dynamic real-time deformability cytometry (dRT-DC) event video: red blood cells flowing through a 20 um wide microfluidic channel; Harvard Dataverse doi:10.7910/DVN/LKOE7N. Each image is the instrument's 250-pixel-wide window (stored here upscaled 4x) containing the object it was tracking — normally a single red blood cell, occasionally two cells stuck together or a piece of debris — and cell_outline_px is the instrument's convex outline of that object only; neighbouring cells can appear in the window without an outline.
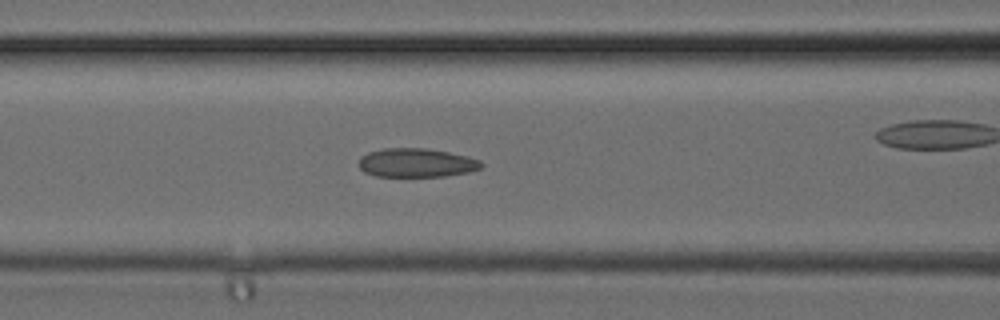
{"species": "common noctule bat (a hibernating species)", "species_latin": "Nyctalus noctula", "temperature_condition": "cold", "stored_images_in_passage": 32, "camera_frame_rate_fps": 3000, "um_per_image_px": 0.085, "animal": {"sex": "female", "body_mass_g": 24.6, "forearm_length_mm": 56.2}, "frame": {"image": 1, "passage_image": 11, "time_ms": 3.333, "image_size_px": [1000, 320], "cell_outline_px": [[484, 164], [480, 168], [468, 172], [444, 176], [376, 176], [364, 172], [360, 168], [360, 156], [368, 152], [384, 148], [428, 148], [468, 156], [480, 160]], "centroid_in_image_um": [35.4, 13.83], "position_along_channel_um": 131.2, "area_um2": 20.58}}
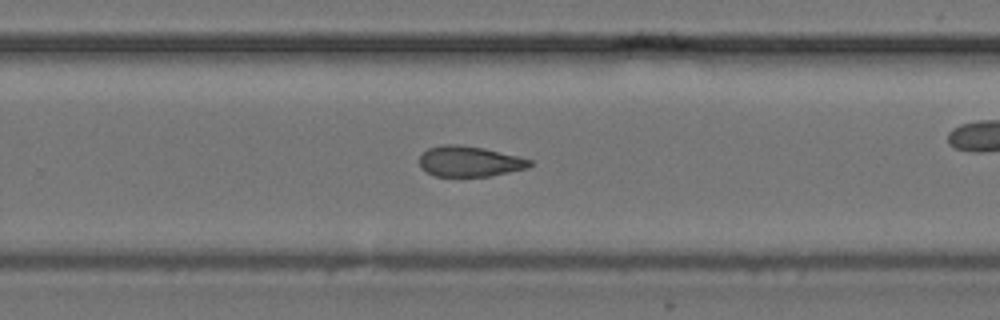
{"frame": {"image": 2, "passage_image": 19, "time_ms": 6.0, "image_size_px": [1000, 320], "cell_outline_px": [[532, 164], [528, 168], [488, 176], [436, 176], [420, 168], [420, 156], [428, 148], [444, 144], [460, 144], [484, 148], [520, 156], [532, 160]], "centroid_in_image_um": [39.92, 13.7], "position_along_channel_um": 289.9, "area_um2": 19.65}}
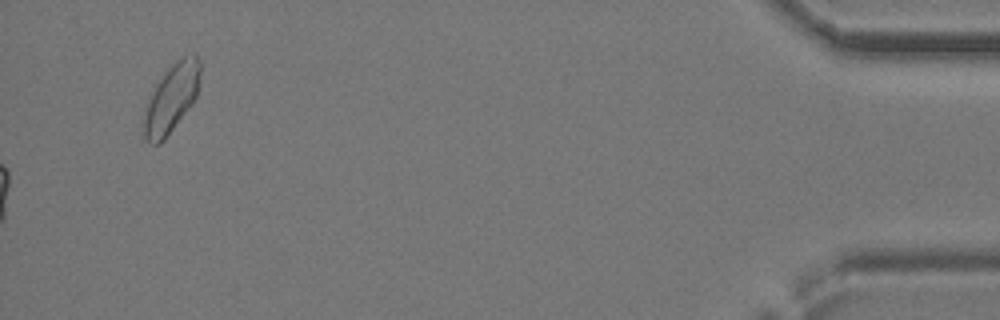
{"frame": {"image": 3, "passage_image": 32, "time_ms": 10.333, "image_size_px": [1000, 320], "cell_outline_px": [[200, 72], [196, 96], [192, 104], [164, 140], [160, 144], [148, 144], [144, 136], [140, 120], [144, 104], [148, 96], [156, 84], [168, 68], [176, 60], [192, 52], [196, 52], [200, 60]], "centroid_in_image_um": [14.5, 8.37], "position_along_channel_um": 420.7, "area_um2": 23.12}}